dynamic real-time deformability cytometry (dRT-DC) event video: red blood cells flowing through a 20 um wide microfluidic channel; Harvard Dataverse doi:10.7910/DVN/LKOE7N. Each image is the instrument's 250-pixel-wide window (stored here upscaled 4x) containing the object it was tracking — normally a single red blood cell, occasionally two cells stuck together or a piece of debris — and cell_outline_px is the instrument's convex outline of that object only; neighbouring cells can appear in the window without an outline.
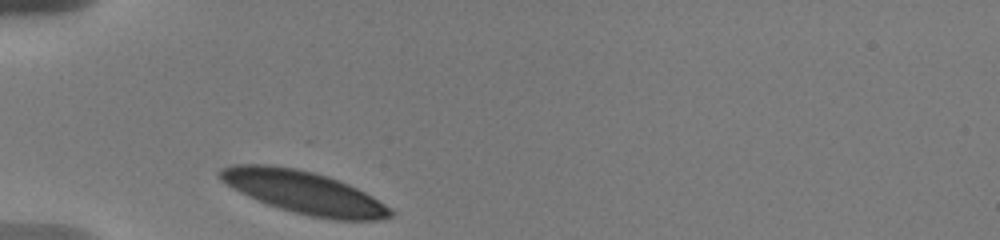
{"species": "human", "species_latin": "Homo sapiens", "temperature_condition": "warm", "stored_images_in_passage": 27, "camera_frame_rate_fps": 3000, "um_per_image_px": 0.085, "donor": {"sex": "male"}, "frame": {"image": 1, "passage_image": 1, "time_ms": 0.0, "image_size_px": [1000, 240], "cell_outline_px": [[396, 212], [392, 216], [380, 220], [332, 220], [312, 216], [280, 208], [268, 204], [248, 196], [240, 192], [220, 180], [216, 176], [216, 172], [220, 168], [232, 164], [272, 164], [296, 168], [328, 176], [348, 184], [372, 196]], "centroid_in_image_um": [25.8, 16.33], "position_along_channel_um": 59.2, "area_um2": 42.31}}
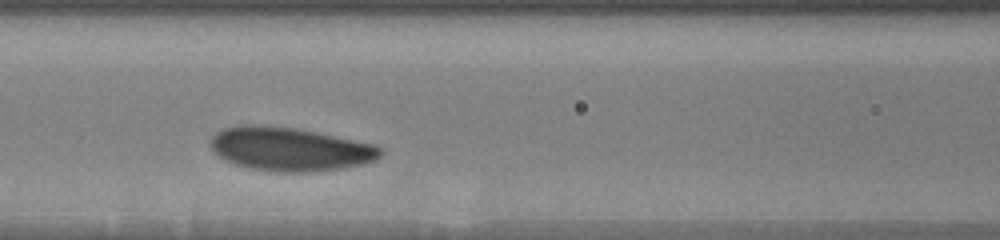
{"frame": {"image": 2, "passage_image": 12, "time_ms": 2.667, "image_size_px": [1000, 240], "cell_outline_px": [[384, 152], [376, 160], [364, 164], [316, 172], [268, 172], [248, 168], [224, 160], [212, 152], [212, 136], [216, 132], [224, 128], [240, 124], [260, 124], [292, 128], [316, 132], [376, 144]], "centroid_in_image_um": [24.63, 12.68], "position_along_channel_um": 142.0, "area_um2": 43.58}}
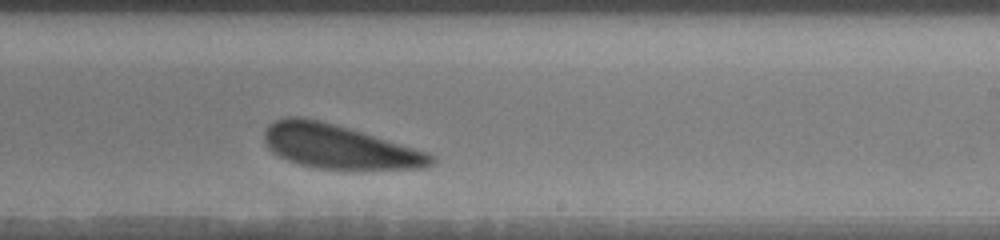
{"frame": {"image": 3, "passage_image": 26, "time_ms": 6.0, "image_size_px": [1000, 240], "cell_outline_px": [[436, 160], [432, 164], [424, 168], [316, 168], [300, 164], [288, 160], [272, 152], [268, 148], [264, 140], [264, 132], [268, 124], [276, 120], [288, 116], [300, 116], [320, 120], [348, 128], [428, 152], [436, 156]], "centroid_in_image_um": [28.77, 12.45], "position_along_channel_um": 260.2, "area_um2": 42.14}}